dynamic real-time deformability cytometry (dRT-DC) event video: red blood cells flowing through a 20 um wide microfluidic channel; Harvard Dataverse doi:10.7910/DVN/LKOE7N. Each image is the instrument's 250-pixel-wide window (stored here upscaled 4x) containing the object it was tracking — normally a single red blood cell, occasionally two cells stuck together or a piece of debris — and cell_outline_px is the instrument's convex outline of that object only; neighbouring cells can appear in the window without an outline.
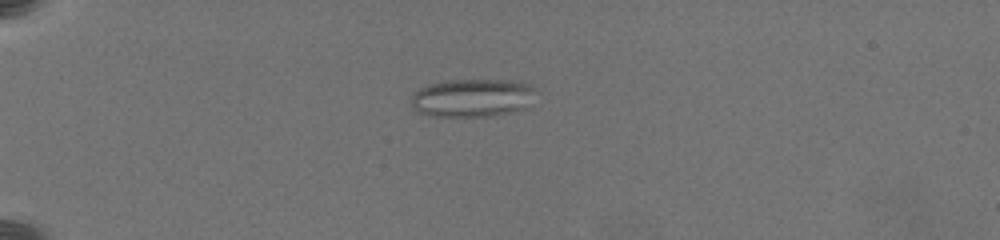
{"species": "common noctule bat (a hibernating species)", "species_latin": "Nyctalus noctula", "temperature_condition": "warm", "stored_images_in_passage": 35, "camera_frame_rate_fps": 3000, "um_per_image_px": 0.085, "animal": {"sex": "female", "body_mass_g": 19.5, "forearm_length_mm": 54.1}, "frame": {"image": 1, "passage_image": 16, "time_ms": 6.0, "image_size_px": [1000, 240], "cell_outline_px": [[536, 88], [532, 108], [492, 116], [432, 116], [416, 112], [412, 108], [412, 96], [420, 88], [428, 84], [448, 80], [516, 80], [528, 84]], "centroid_in_image_um": [40.23, 8.32], "position_along_channel_um": 44.8, "area_um2": 28.32}}
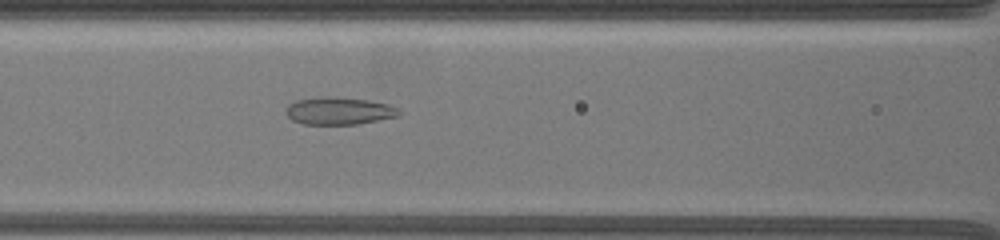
{"frame": {"image": 2, "passage_image": 24, "time_ms": 10.0, "image_size_px": [1000, 240], "cell_outline_px": [[400, 116], [356, 124], [304, 124], [292, 120], [284, 112], [284, 108], [288, 104], [296, 100], [320, 96], [332, 96], [368, 100], [388, 104], [400, 108]], "centroid_in_image_um": [28.79, 9.41], "position_along_channel_um": 137.8, "area_um2": 18.32}}
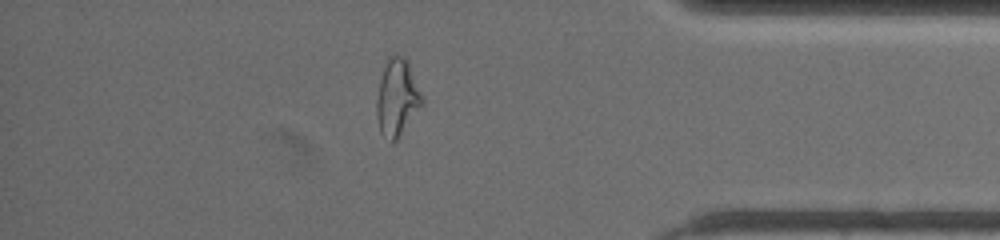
{"frame": {"image": 3, "passage_image": 33, "time_ms": 18.0, "image_size_px": [1000, 240], "cell_outline_px": [[424, 104], [396, 140], [392, 144], [380, 132], [376, 116], [376, 100], [380, 80], [388, 56], [396, 52], [404, 56], [408, 60], [424, 100]], "centroid_in_image_um": [33.76, 8.28], "position_along_channel_um": 401.4, "area_um2": 20.63}, "authors_computed_cell_mechanics": {"area_um2": 27.3972, "velocity_mm_per_s": 3.5567, "shape_relaxation_time_tau1_ms": null, "shape_relaxation_time_tau2_ms": 1.3818, "deformation_change_tau1": null, "deformation_change_tau2": 0.1037}}